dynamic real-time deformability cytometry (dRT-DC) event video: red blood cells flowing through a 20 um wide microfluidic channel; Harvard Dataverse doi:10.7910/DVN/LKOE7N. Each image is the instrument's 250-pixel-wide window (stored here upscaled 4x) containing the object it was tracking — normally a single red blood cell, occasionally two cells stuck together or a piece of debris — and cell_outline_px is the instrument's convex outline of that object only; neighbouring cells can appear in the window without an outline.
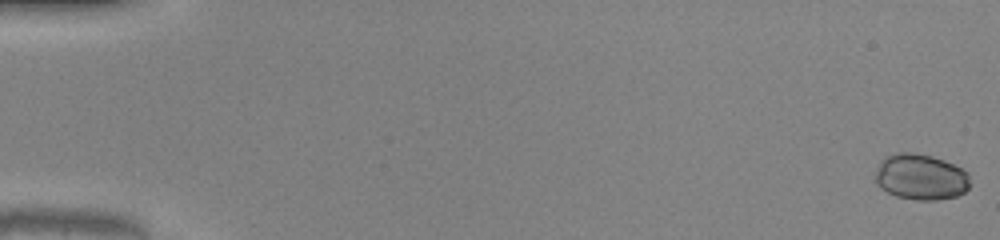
{"species": "common noctule bat (a hibernating species)", "species_latin": "Nyctalus noctula", "temperature_condition": "warm", "stored_images_in_passage": 42, "camera_frame_rate_fps": 3000, "um_per_image_px": 0.085, "animal": {"sex": "male", "body_mass_g": 20.0, "forearm_length_mm": 53.3}, "frame": {"image": 1, "passage_image": 1, "time_ms": 0.0, "image_size_px": [1000, 240], "cell_outline_px": [[968, 188], [964, 192], [956, 196], [936, 200], [916, 200], [896, 196], [880, 188], [876, 184], [876, 172], [880, 160], [884, 156], [896, 152], [912, 152], [932, 156], [944, 160], [968, 172]], "centroid_in_image_um": [78.22, 15.03], "position_along_channel_um": 6.8, "area_um2": 25.37}}
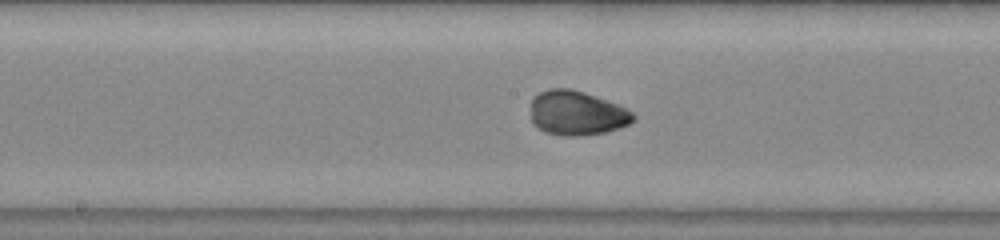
{"frame": {"image": 2, "passage_image": 28, "time_ms": 9.0, "image_size_px": [1000, 240], "cell_outline_px": [[636, 120], [628, 124], [604, 132], [576, 136], [564, 136], [544, 132], [532, 124], [532, 96], [548, 88], [568, 88], [584, 92], [628, 108], [636, 116]], "centroid_in_image_um": [49.02, 9.6], "position_along_channel_um": 199.2, "area_um2": 26.59}}
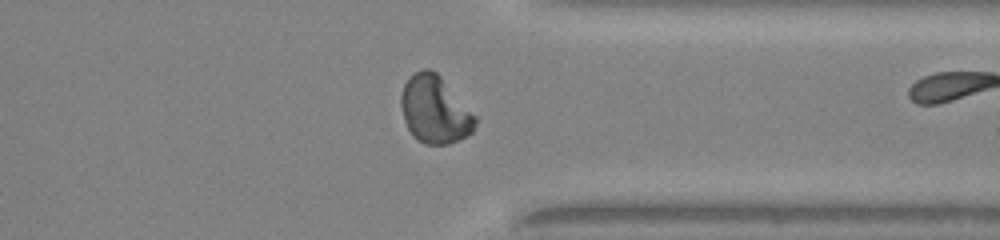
{"frame": {"image": 3, "passage_image": 41, "time_ms": 13.333, "image_size_px": [1000, 240], "cell_outline_px": [[476, 124], [472, 132], [460, 140], [448, 144], [424, 144], [416, 140], [412, 136], [404, 120], [400, 104], [400, 96], [404, 84], [408, 76], [424, 68], [428, 68], [436, 72], [440, 76], [476, 116]], "centroid_in_image_um": [36.93, 9.33], "position_along_channel_um": 374.5, "area_um2": 29.25}}